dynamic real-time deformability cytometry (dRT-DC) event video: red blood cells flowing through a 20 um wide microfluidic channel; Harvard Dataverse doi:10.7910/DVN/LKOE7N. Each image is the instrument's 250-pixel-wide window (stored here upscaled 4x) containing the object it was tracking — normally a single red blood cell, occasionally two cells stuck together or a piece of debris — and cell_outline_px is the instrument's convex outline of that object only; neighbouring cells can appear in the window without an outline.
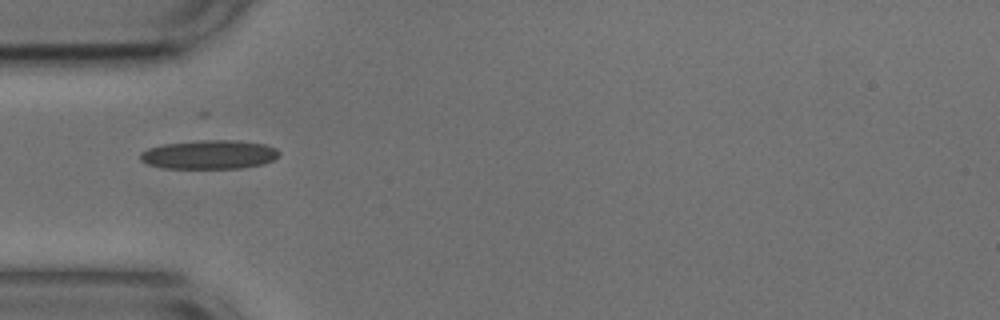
{"species": "common noctule bat (a hibernating species)", "species_latin": "Nyctalus noctula", "temperature_condition": "cold", "stored_images_in_passage": 38, "camera_frame_rate_fps": 3000, "um_per_image_px": 0.085, "animal": {"sex": "male", "body_mass_g": 17.9, "forearm_length_mm": 54.2}, "frame": {"image": 1, "passage_image": 1, "time_ms": 0.0, "image_size_px": [1000, 320], "cell_outline_px": [[280, 156], [264, 164], [240, 168], [164, 168], [148, 164], [140, 160], [140, 152], [148, 148], [164, 144], [200, 140], [240, 140], [264, 144], [276, 148], [280, 152]], "centroid_in_image_um": [17.81, 13.13], "position_along_channel_um": 67.2, "area_um2": 23.52}}
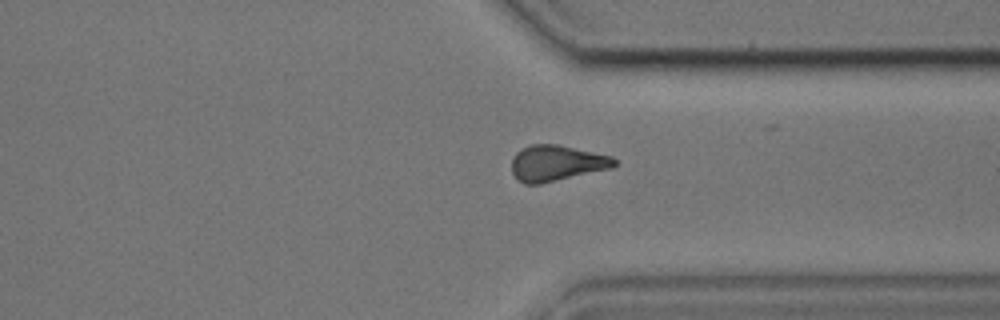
{"frame": {"image": 2, "passage_image": 25, "time_ms": 8.0, "image_size_px": [1000, 320], "cell_outline_px": [[616, 164], [612, 168], [540, 184], [524, 184], [512, 172], [512, 156], [520, 148], [528, 144], [560, 144], [612, 156], [616, 160]], "centroid_in_image_um": [47.3, 13.84], "position_along_channel_um": 364.1, "area_um2": 21.62}}
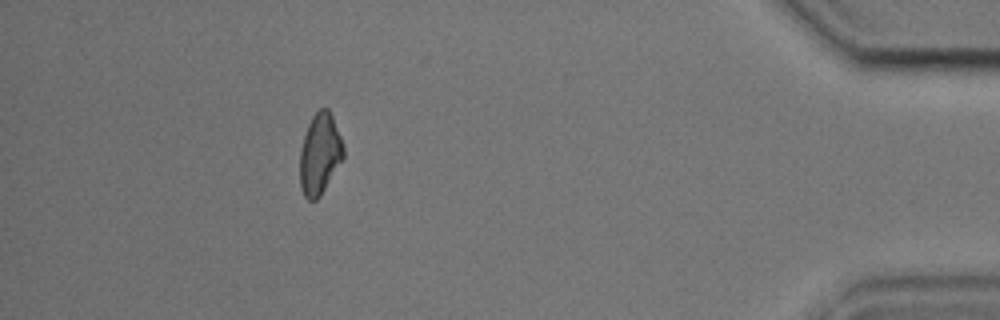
{"frame": {"image": 3, "passage_image": 33, "time_ms": 10.667, "image_size_px": [1000, 320], "cell_outline_px": [[344, 156], [320, 196], [316, 200], [308, 200], [304, 196], [300, 188], [300, 148], [308, 124], [312, 116], [320, 108], [328, 108], [332, 116], [340, 136], [344, 148]], "centroid_in_image_um": [27.16, 13.09], "position_along_channel_um": 408.0, "area_um2": 20.4}, "authors_computed_cell_mechanics": {"area_um2": 21.386, "velocity_mm_per_s": 3.7092, "shape_relaxation_time_tau1_ms": 6.1366, "shape_relaxation_time_tau2_ms": 5.0913, "deformation_change_tau1": 0.128, "deformation_change_tau2": 0.1358}}